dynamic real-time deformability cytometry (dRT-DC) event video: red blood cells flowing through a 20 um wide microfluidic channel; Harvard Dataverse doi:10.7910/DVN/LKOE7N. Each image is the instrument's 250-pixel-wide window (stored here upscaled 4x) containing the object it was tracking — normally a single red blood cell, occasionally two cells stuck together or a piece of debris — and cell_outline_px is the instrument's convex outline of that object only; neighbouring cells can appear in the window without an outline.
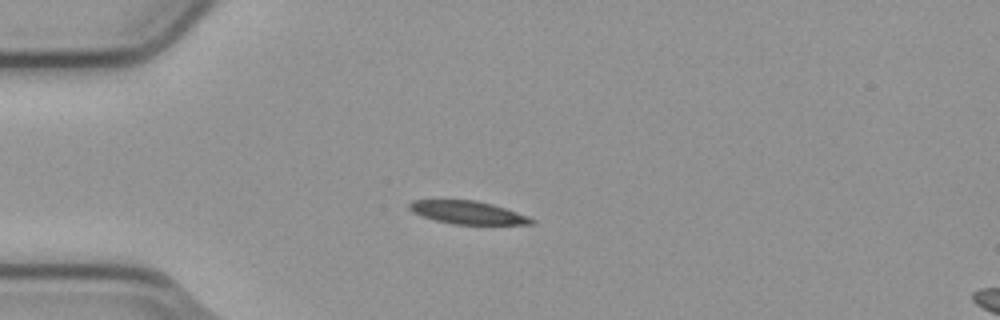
{"species": "common noctule bat (a hibernating species)", "species_latin": "Nyctalus noctula", "temperature_condition": "cold", "stored_images_in_passage": 7, "camera_frame_rate_fps": 3000, "um_per_image_px": 0.085, "animal": {"sex": "male", "body_mass_g": 23.1, "forearm_length_mm": 52.7}, "frame": {"image": 1, "passage_image": 5, "time_ms": 1.333, "image_size_px": [1000, 320], "cell_outline_px": [[536, 224], [452, 224], [420, 216], [412, 212], [408, 208], [408, 204], [412, 200], [476, 200], [492, 204], [528, 216], [536, 220]], "centroid_in_image_um": [39.73, 18.06], "position_along_channel_um": 45.3, "area_um2": 16.36}}
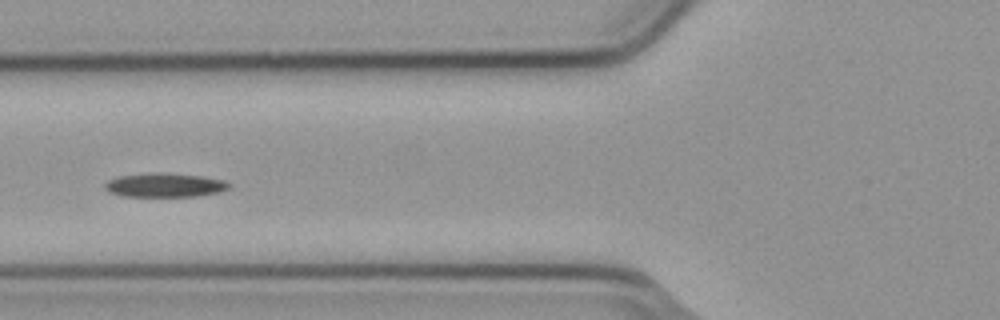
{"frame": {"image": 2, "passage_image": 7, "time_ms": 2.0, "image_size_px": [1000, 320], "cell_outline_px": [[232, 188], [220, 192], [196, 196], [124, 196], [108, 192], [104, 188], [104, 184], [108, 180], [116, 176], [160, 172], [200, 176], [224, 180], [232, 184]], "centroid_in_image_um": [14.02, 15.73], "position_along_channel_um": 111.8, "area_um2": 17.46}}